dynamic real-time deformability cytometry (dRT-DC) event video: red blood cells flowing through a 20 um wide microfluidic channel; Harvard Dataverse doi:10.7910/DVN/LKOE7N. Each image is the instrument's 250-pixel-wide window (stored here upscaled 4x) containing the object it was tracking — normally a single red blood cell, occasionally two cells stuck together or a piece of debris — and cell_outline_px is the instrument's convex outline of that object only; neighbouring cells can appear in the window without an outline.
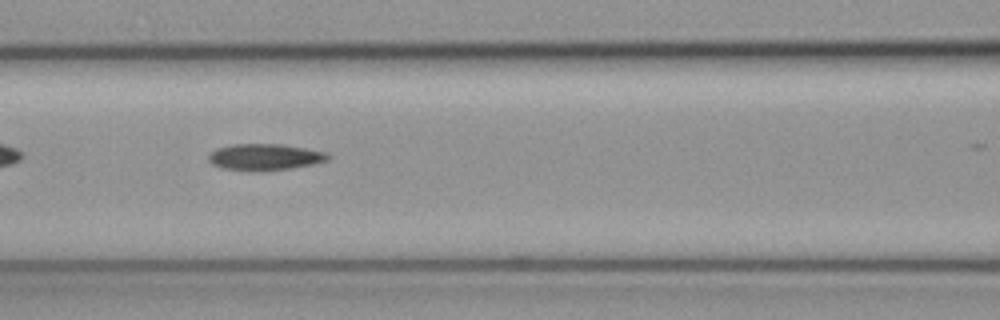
{"species": "common noctule bat (a hibernating species)", "species_latin": "Nyctalus noctula", "temperature_condition": "cold", "stored_images_in_passage": 47, "camera_frame_rate_fps": 3000, "um_per_image_px": 0.085, "animal": {"sex": "female", "body_mass_g": 19.3, "forearm_length_mm": 54.1}, "frame": {"image": 1, "passage_image": 25, "time_ms": 8.0, "image_size_px": [1000, 320], "cell_outline_px": [[332, 156], [328, 160], [316, 164], [292, 168], [256, 172], [248, 172], [224, 168], [212, 164], [208, 160], [208, 156], [216, 148], [232, 144], [280, 144], [304, 148], [324, 152]], "centroid_in_image_um": [22.51, 13.36], "position_along_channel_um": 144.1, "area_um2": 18.61}}
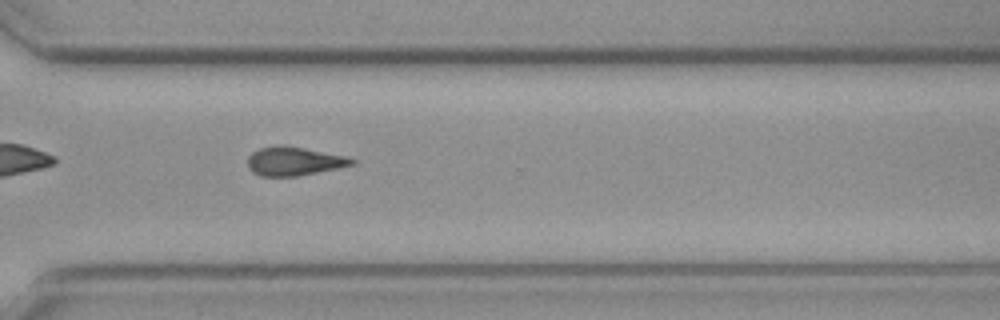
{"frame": {"image": 2, "passage_image": 41, "time_ms": 13.333, "image_size_px": [1000, 320], "cell_outline_px": [[356, 164], [296, 176], [260, 176], [252, 172], [248, 168], [248, 156], [252, 152], [260, 148], [276, 144], [284, 144], [348, 156], [356, 160]], "centroid_in_image_um": [24.98, 13.68], "position_along_channel_um": 345.6, "area_um2": 17.63}}